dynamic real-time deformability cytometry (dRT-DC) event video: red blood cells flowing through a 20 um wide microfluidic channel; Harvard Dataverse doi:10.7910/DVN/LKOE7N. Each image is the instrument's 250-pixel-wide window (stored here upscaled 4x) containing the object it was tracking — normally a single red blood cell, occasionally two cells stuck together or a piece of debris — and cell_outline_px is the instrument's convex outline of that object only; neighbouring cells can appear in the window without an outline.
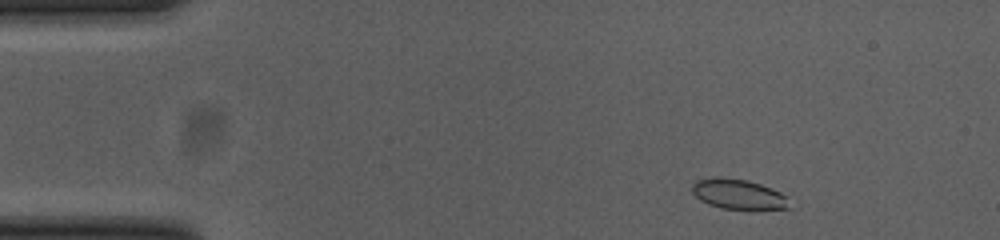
{"species": "common noctule bat (a hibernating species)", "species_latin": "Nyctalus noctula", "temperature_condition": "cold", "stored_images_in_passage": 45, "camera_frame_rate_fps": 3000, "um_per_image_px": 0.085, "animal": {"sex": "female", "body_mass_g": 23.0, "forearm_length_mm": 53.4}, "frame": {"image": 1, "passage_image": 3, "time_ms": 0.667, "image_size_px": [1000, 240], "cell_outline_px": [[788, 208], [720, 208], [708, 204], [700, 200], [692, 192], [692, 184], [696, 180], [712, 176], [720, 176], [748, 180], [772, 188], [788, 196]], "centroid_in_image_um": [62.7, 16.46], "position_along_channel_um": 22.3, "area_um2": 16.94}}
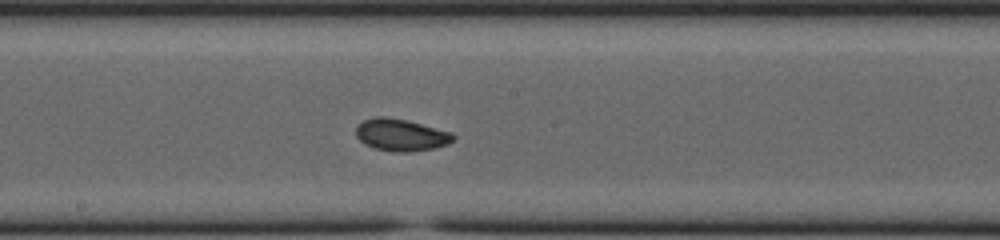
{"frame": {"image": 2, "passage_image": 25, "time_ms": 8.0, "image_size_px": [1000, 240], "cell_outline_px": [[456, 140], [448, 144], [436, 148], [412, 152], [396, 152], [376, 148], [364, 144], [356, 136], [356, 128], [364, 120], [376, 116], [384, 116], [408, 120], [452, 132], [456, 136]], "centroid_in_image_um": [34.14, 11.47], "position_along_channel_um": 214.1, "area_um2": 18.38}}
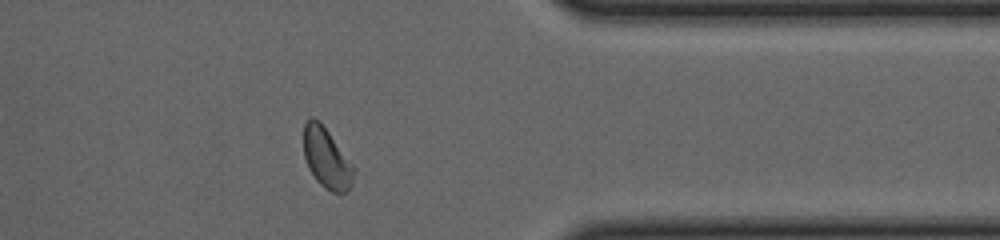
{"frame": {"image": 3, "passage_image": 40, "time_ms": 13.0, "image_size_px": [1000, 240], "cell_outline_px": [[356, 168], [352, 184], [344, 192], [332, 192], [324, 188], [316, 180], [308, 168], [304, 156], [304, 124], [312, 116], [320, 120]], "centroid_in_image_um": [27.77, 13.43], "position_along_channel_um": 383.6, "area_um2": 17.74}}